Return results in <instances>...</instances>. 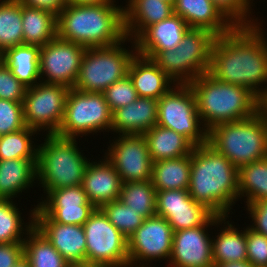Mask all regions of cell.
<instances>
[{"instance_id":"5bb4252c","label":"cell","mask_w":267,"mask_h":267,"mask_svg":"<svg viewBox=\"0 0 267 267\" xmlns=\"http://www.w3.org/2000/svg\"><path fill=\"white\" fill-rule=\"evenodd\" d=\"M85 50L86 48L78 43L58 37L42 46L39 58L40 81L73 88Z\"/></svg>"},{"instance_id":"ee69618b","label":"cell","mask_w":267,"mask_h":267,"mask_svg":"<svg viewBox=\"0 0 267 267\" xmlns=\"http://www.w3.org/2000/svg\"><path fill=\"white\" fill-rule=\"evenodd\" d=\"M187 201H195L188 190H162L157 191L156 209H178L187 207Z\"/></svg>"},{"instance_id":"f1b7e54d","label":"cell","mask_w":267,"mask_h":267,"mask_svg":"<svg viewBox=\"0 0 267 267\" xmlns=\"http://www.w3.org/2000/svg\"><path fill=\"white\" fill-rule=\"evenodd\" d=\"M24 44L45 46L57 37V15L22 5Z\"/></svg>"},{"instance_id":"7bdbcfd3","label":"cell","mask_w":267,"mask_h":267,"mask_svg":"<svg viewBox=\"0 0 267 267\" xmlns=\"http://www.w3.org/2000/svg\"><path fill=\"white\" fill-rule=\"evenodd\" d=\"M247 260L254 267H267V237L246 227Z\"/></svg>"},{"instance_id":"c3c4849f","label":"cell","mask_w":267,"mask_h":267,"mask_svg":"<svg viewBox=\"0 0 267 267\" xmlns=\"http://www.w3.org/2000/svg\"><path fill=\"white\" fill-rule=\"evenodd\" d=\"M67 4H104L114 3L115 0H66Z\"/></svg>"},{"instance_id":"f907efd6","label":"cell","mask_w":267,"mask_h":267,"mask_svg":"<svg viewBox=\"0 0 267 267\" xmlns=\"http://www.w3.org/2000/svg\"><path fill=\"white\" fill-rule=\"evenodd\" d=\"M68 267H106V266L85 261V262H78V263H69Z\"/></svg>"},{"instance_id":"2e32d148","label":"cell","mask_w":267,"mask_h":267,"mask_svg":"<svg viewBox=\"0 0 267 267\" xmlns=\"http://www.w3.org/2000/svg\"><path fill=\"white\" fill-rule=\"evenodd\" d=\"M223 224V216L214 215L204 226L173 232L169 267H214L209 227Z\"/></svg>"},{"instance_id":"8992f818","label":"cell","mask_w":267,"mask_h":267,"mask_svg":"<svg viewBox=\"0 0 267 267\" xmlns=\"http://www.w3.org/2000/svg\"><path fill=\"white\" fill-rule=\"evenodd\" d=\"M77 144L75 138L46 134L44 142L37 145L36 180L46 195L51 190L82 184L90 160Z\"/></svg>"},{"instance_id":"7402d4cb","label":"cell","mask_w":267,"mask_h":267,"mask_svg":"<svg viewBox=\"0 0 267 267\" xmlns=\"http://www.w3.org/2000/svg\"><path fill=\"white\" fill-rule=\"evenodd\" d=\"M173 7L174 14L179 15L190 28L206 29L216 36L235 28L211 0H176Z\"/></svg>"},{"instance_id":"5b68a950","label":"cell","mask_w":267,"mask_h":267,"mask_svg":"<svg viewBox=\"0 0 267 267\" xmlns=\"http://www.w3.org/2000/svg\"><path fill=\"white\" fill-rule=\"evenodd\" d=\"M208 144L237 169L267 157V114L261 109L249 119L220 123L208 131Z\"/></svg>"},{"instance_id":"e575fe53","label":"cell","mask_w":267,"mask_h":267,"mask_svg":"<svg viewBox=\"0 0 267 267\" xmlns=\"http://www.w3.org/2000/svg\"><path fill=\"white\" fill-rule=\"evenodd\" d=\"M157 191L151 180L124 182L119 194V200L140 212L144 219L156 215Z\"/></svg>"},{"instance_id":"11a10c76","label":"cell","mask_w":267,"mask_h":267,"mask_svg":"<svg viewBox=\"0 0 267 267\" xmlns=\"http://www.w3.org/2000/svg\"><path fill=\"white\" fill-rule=\"evenodd\" d=\"M0 61H2V53H1V51H0Z\"/></svg>"},{"instance_id":"816d5d0a","label":"cell","mask_w":267,"mask_h":267,"mask_svg":"<svg viewBox=\"0 0 267 267\" xmlns=\"http://www.w3.org/2000/svg\"><path fill=\"white\" fill-rule=\"evenodd\" d=\"M13 267H31V266H30L29 262L25 258H23Z\"/></svg>"},{"instance_id":"ba28073f","label":"cell","mask_w":267,"mask_h":267,"mask_svg":"<svg viewBox=\"0 0 267 267\" xmlns=\"http://www.w3.org/2000/svg\"><path fill=\"white\" fill-rule=\"evenodd\" d=\"M127 41L133 42V50L124 48L123 44ZM136 54L135 40L131 41L127 36L111 46L86 48L73 88L103 93L113 83L128 75L130 63Z\"/></svg>"},{"instance_id":"4316f807","label":"cell","mask_w":267,"mask_h":267,"mask_svg":"<svg viewBox=\"0 0 267 267\" xmlns=\"http://www.w3.org/2000/svg\"><path fill=\"white\" fill-rule=\"evenodd\" d=\"M40 49L38 45L22 44L7 48L2 53V61L26 87H32L40 82Z\"/></svg>"},{"instance_id":"44dd1931","label":"cell","mask_w":267,"mask_h":267,"mask_svg":"<svg viewBox=\"0 0 267 267\" xmlns=\"http://www.w3.org/2000/svg\"><path fill=\"white\" fill-rule=\"evenodd\" d=\"M158 100L138 97L112 113L111 131L118 135H143L157 125Z\"/></svg>"},{"instance_id":"db71d44e","label":"cell","mask_w":267,"mask_h":267,"mask_svg":"<svg viewBox=\"0 0 267 267\" xmlns=\"http://www.w3.org/2000/svg\"><path fill=\"white\" fill-rule=\"evenodd\" d=\"M161 1H165V2H168L170 4H172L174 6L176 0H161Z\"/></svg>"},{"instance_id":"f6af8a7d","label":"cell","mask_w":267,"mask_h":267,"mask_svg":"<svg viewBox=\"0 0 267 267\" xmlns=\"http://www.w3.org/2000/svg\"><path fill=\"white\" fill-rule=\"evenodd\" d=\"M252 221L250 228L267 237V200H256L246 204Z\"/></svg>"},{"instance_id":"8d00e7d4","label":"cell","mask_w":267,"mask_h":267,"mask_svg":"<svg viewBox=\"0 0 267 267\" xmlns=\"http://www.w3.org/2000/svg\"><path fill=\"white\" fill-rule=\"evenodd\" d=\"M37 132L26 126L19 131L0 136V160L37 158L38 146L31 140Z\"/></svg>"},{"instance_id":"9a60e30c","label":"cell","mask_w":267,"mask_h":267,"mask_svg":"<svg viewBox=\"0 0 267 267\" xmlns=\"http://www.w3.org/2000/svg\"><path fill=\"white\" fill-rule=\"evenodd\" d=\"M105 152L122 182L151 180L153 161L144 135H118Z\"/></svg>"},{"instance_id":"bcb514c9","label":"cell","mask_w":267,"mask_h":267,"mask_svg":"<svg viewBox=\"0 0 267 267\" xmlns=\"http://www.w3.org/2000/svg\"><path fill=\"white\" fill-rule=\"evenodd\" d=\"M23 258V243L0 244V267H13Z\"/></svg>"},{"instance_id":"681fc988","label":"cell","mask_w":267,"mask_h":267,"mask_svg":"<svg viewBox=\"0 0 267 267\" xmlns=\"http://www.w3.org/2000/svg\"><path fill=\"white\" fill-rule=\"evenodd\" d=\"M214 267H254L248 260L216 264Z\"/></svg>"},{"instance_id":"4fadbf2b","label":"cell","mask_w":267,"mask_h":267,"mask_svg":"<svg viewBox=\"0 0 267 267\" xmlns=\"http://www.w3.org/2000/svg\"><path fill=\"white\" fill-rule=\"evenodd\" d=\"M172 242L173 230L165 218L154 215L144 219L143 224L128 238L129 267H148L153 260L169 261Z\"/></svg>"},{"instance_id":"9c48e42d","label":"cell","mask_w":267,"mask_h":267,"mask_svg":"<svg viewBox=\"0 0 267 267\" xmlns=\"http://www.w3.org/2000/svg\"><path fill=\"white\" fill-rule=\"evenodd\" d=\"M112 127V112L103 93L84 92L70 88L64 116L56 135L75 138L103 131ZM107 129V130H106Z\"/></svg>"},{"instance_id":"7a4b0ae2","label":"cell","mask_w":267,"mask_h":267,"mask_svg":"<svg viewBox=\"0 0 267 267\" xmlns=\"http://www.w3.org/2000/svg\"><path fill=\"white\" fill-rule=\"evenodd\" d=\"M188 192L215 215L227 216L239 199L238 169L211 145L194 147Z\"/></svg>"},{"instance_id":"ab89813d","label":"cell","mask_w":267,"mask_h":267,"mask_svg":"<svg viewBox=\"0 0 267 267\" xmlns=\"http://www.w3.org/2000/svg\"><path fill=\"white\" fill-rule=\"evenodd\" d=\"M103 95L112 113L118 108L134 102L138 98L137 91L129 75L109 86L103 92Z\"/></svg>"},{"instance_id":"60d3db41","label":"cell","mask_w":267,"mask_h":267,"mask_svg":"<svg viewBox=\"0 0 267 267\" xmlns=\"http://www.w3.org/2000/svg\"><path fill=\"white\" fill-rule=\"evenodd\" d=\"M25 127L23 102L0 99V136Z\"/></svg>"},{"instance_id":"7dc6e473","label":"cell","mask_w":267,"mask_h":267,"mask_svg":"<svg viewBox=\"0 0 267 267\" xmlns=\"http://www.w3.org/2000/svg\"><path fill=\"white\" fill-rule=\"evenodd\" d=\"M22 5L43 9L58 15L66 6V0H18Z\"/></svg>"},{"instance_id":"cb8c5ba5","label":"cell","mask_w":267,"mask_h":267,"mask_svg":"<svg viewBox=\"0 0 267 267\" xmlns=\"http://www.w3.org/2000/svg\"><path fill=\"white\" fill-rule=\"evenodd\" d=\"M124 6L126 36L135 40L147 27L174 14L172 4L161 0H128Z\"/></svg>"},{"instance_id":"d4e9b609","label":"cell","mask_w":267,"mask_h":267,"mask_svg":"<svg viewBox=\"0 0 267 267\" xmlns=\"http://www.w3.org/2000/svg\"><path fill=\"white\" fill-rule=\"evenodd\" d=\"M36 163L37 158L0 160V199L12 200L32 187L36 181Z\"/></svg>"},{"instance_id":"3957f363","label":"cell","mask_w":267,"mask_h":267,"mask_svg":"<svg viewBox=\"0 0 267 267\" xmlns=\"http://www.w3.org/2000/svg\"><path fill=\"white\" fill-rule=\"evenodd\" d=\"M116 5L67 4L57 15V37L85 48L117 44L126 34L124 7Z\"/></svg>"},{"instance_id":"d590c367","label":"cell","mask_w":267,"mask_h":267,"mask_svg":"<svg viewBox=\"0 0 267 267\" xmlns=\"http://www.w3.org/2000/svg\"><path fill=\"white\" fill-rule=\"evenodd\" d=\"M156 215L165 218L175 232L204 226L215 214L201 203L187 201V207L156 209Z\"/></svg>"},{"instance_id":"e0dca14e","label":"cell","mask_w":267,"mask_h":267,"mask_svg":"<svg viewBox=\"0 0 267 267\" xmlns=\"http://www.w3.org/2000/svg\"><path fill=\"white\" fill-rule=\"evenodd\" d=\"M45 198L35 206L34 217H51L61 224L83 226L96 209L81 185L51 190Z\"/></svg>"},{"instance_id":"484cf974","label":"cell","mask_w":267,"mask_h":267,"mask_svg":"<svg viewBox=\"0 0 267 267\" xmlns=\"http://www.w3.org/2000/svg\"><path fill=\"white\" fill-rule=\"evenodd\" d=\"M143 135L153 162L184 157L191 154L195 147L187 138L174 130L158 125Z\"/></svg>"},{"instance_id":"836d02e7","label":"cell","mask_w":267,"mask_h":267,"mask_svg":"<svg viewBox=\"0 0 267 267\" xmlns=\"http://www.w3.org/2000/svg\"><path fill=\"white\" fill-rule=\"evenodd\" d=\"M22 4L18 0L0 1V51L24 44Z\"/></svg>"},{"instance_id":"74e56055","label":"cell","mask_w":267,"mask_h":267,"mask_svg":"<svg viewBox=\"0 0 267 267\" xmlns=\"http://www.w3.org/2000/svg\"><path fill=\"white\" fill-rule=\"evenodd\" d=\"M107 219L127 238L143 224L144 218L140 212L122 203L119 199L100 207Z\"/></svg>"},{"instance_id":"f546056e","label":"cell","mask_w":267,"mask_h":267,"mask_svg":"<svg viewBox=\"0 0 267 267\" xmlns=\"http://www.w3.org/2000/svg\"><path fill=\"white\" fill-rule=\"evenodd\" d=\"M226 219L227 216H223L225 227H220V232L212 239L214 266L220 263L247 260L246 228L238 231L232 222H226Z\"/></svg>"},{"instance_id":"8fae6325","label":"cell","mask_w":267,"mask_h":267,"mask_svg":"<svg viewBox=\"0 0 267 267\" xmlns=\"http://www.w3.org/2000/svg\"><path fill=\"white\" fill-rule=\"evenodd\" d=\"M83 229L86 262L106 267H129L128 238L107 219L100 208L91 213Z\"/></svg>"},{"instance_id":"30bf717a","label":"cell","mask_w":267,"mask_h":267,"mask_svg":"<svg viewBox=\"0 0 267 267\" xmlns=\"http://www.w3.org/2000/svg\"><path fill=\"white\" fill-rule=\"evenodd\" d=\"M201 124L189 84H175L158 99L157 125L174 130L195 147L208 143V130Z\"/></svg>"},{"instance_id":"83f0119b","label":"cell","mask_w":267,"mask_h":267,"mask_svg":"<svg viewBox=\"0 0 267 267\" xmlns=\"http://www.w3.org/2000/svg\"><path fill=\"white\" fill-rule=\"evenodd\" d=\"M191 154L153 162L151 182L156 191L188 190Z\"/></svg>"},{"instance_id":"1f68e13d","label":"cell","mask_w":267,"mask_h":267,"mask_svg":"<svg viewBox=\"0 0 267 267\" xmlns=\"http://www.w3.org/2000/svg\"><path fill=\"white\" fill-rule=\"evenodd\" d=\"M239 198L246 197V203L267 200V157L243 165L238 169Z\"/></svg>"},{"instance_id":"603a6c76","label":"cell","mask_w":267,"mask_h":267,"mask_svg":"<svg viewBox=\"0 0 267 267\" xmlns=\"http://www.w3.org/2000/svg\"><path fill=\"white\" fill-rule=\"evenodd\" d=\"M128 75L138 97L158 100L176 84L152 59L139 54L132 59Z\"/></svg>"},{"instance_id":"f35d334b","label":"cell","mask_w":267,"mask_h":267,"mask_svg":"<svg viewBox=\"0 0 267 267\" xmlns=\"http://www.w3.org/2000/svg\"><path fill=\"white\" fill-rule=\"evenodd\" d=\"M212 3L220 10V12L235 27H252L259 25L261 22L250 17L251 0H211ZM250 13V14H249ZM249 16V17H248ZM250 19V20H249ZM257 22V23H256Z\"/></svg>"},{"instance_id":"ac0fdd59","label":"cell","mask_w":267,"mask_h":267,"mask_svg":"<svg viewBox=\"0 0 267 267\" xmlns=\"http://www.w3.org/2000/svg\"><path fill=\"white\" fill-rule=\"evenodd\" d=\"M34 226L67 262H85L86 238L83 226L61 224L51 217H34Z\"/></svg>"},{"instance_id":"b9f144b4","label":"cell","mask_w":267,"mask_h":267,"mask_svg":"<svg viewBox=\"0 0 267 267\" xmlns=\"http://www.w3.org/2000/svg\"><path fill=\"white\" fill-rule=\"evenodd\" d=\"M26 88L12 74L10 68L0 61V99L23 102Z\"/></svg>"},{"instance_id":"277c9868","label":"cell","mask_w":267,"mask_h":267,"mask_svg":"<svg viewBox=\"0 0 267 267\" xmlns=\"http://www.w3.org/2000/svg\"><path fill=\"white\" fill-rule=\"evenodd\" d=\"M202 126L249 119L262 109V101L248 88L218 81L208 72L189 83Z\"/></svg>"},{"instance_id":"d6986e66","label":"cell","mask_w":267,"mask_h":267,"mask_svg":"<svg viewBox=\"0 0 267 267\" xmlns=\"http://www.w3.org/2000/svg\"><path fill=\"white\" fill-rule=\"evenodd\" d=\"M103 157L104 160L102 158L99 162H89L81 184L88 201L96 208L118 200L123 185L119 173L106 157Z\"/></svg>"},{"instance_id":"7c38bea8","label":"cell","mask_w":267,"mask_h":267,"mask_svg":"<svg viewBox=\"0 0 267 267\" xmlns=\"http://www.w3.org/2000/svg\"><path fill=\"white\" fill-rule=\"evenodd\" d=\"M70 88L61 84L43 83L27 87L23 100L24 121L38 132L56 134L64 116ZM41 129V130H40Z\"/></svg>"},{"instance_id":"6da1fadb","label":"cell","mask_w":267,"mask_h":267,"mask_svg":"<svg viewBox=\"0 0 267 267\" xmlns=\"http://www.w3.org/2000/svg\"><path fill=\"white\" fill-rule=\"evenodd\" d=\"M261 27H235L217 36L208 73L218 81L248 88L263 101L267 96V86H263L267 84V37Z\"/></svg>"},{"instance_id":"d6a6232c","label":"cell","mask_w":267,"mask_h":267,"mask_svg":"<svg viewBox=\"0 0 267 267\" xmlns=\"http://www.w3.org/2000/svg\"><path fill=\"white\" fill-rule=\"evenodd\" d=\"M13 200L0 199V244L23 243L25 240L23 236H26L27 232L34 226L35 208L29 214V224L25 225L21 217L22 213L19 211L17 203H13Z\"/></svg>"},{"instance_id":"4dcf8cb0","label":"cell","mask_w":267,"mask_h":267,"mask_svg":"<svg viewBox=\"0 0 267 267\" xmlns=\"http://www.w3.org/2000/svg\"><path fill=\"white\" fill-rule=\"evenodd\" d=\"M24 258L31 267H68L63 256L49 240L35 227L24 236Z\"/></svg>"},{"instance_id":"f5cc1de1","label":"cell","mask_w":267,"mask_h":267,"mask_svg":"<svg viewBox=\"0 0 267 267\" xmlns=\"http://www.w3.org/2000/svg\"><path fill=\"white\" fill-rule=\"evenodd\" d=\"M262 109L266 112L267 114V96L266 98L262 101Z\"/></svg>"},{"instance_id":"52a82bcc","label":"cell","mask_w":267,"mask_h":267,"mask_svg":"<svg viewBox=\"0 0 267 267\" xmlns=\"http://www.w3.org/2000/svg\"><path fill=\"white\" fill-rule=\"evenodd\" d=\"M216 35L190 28L175 49L156 52L152 59L176 84H189L209 70Z\"/></svg>"},{"instance_id":"ffe728a7","label":"cell","mask_w":267,"mask_h":267,"mask_svg":"<svg viewBox=\"0 0 267 267\" xmlns=\"http://www.w3.org/2000/svg\"><path fill=\"white\" fill-rule=\"evenodd\" d=\"M189 25L177 14L147 27L136 39L137 54L151 58L156 52L175 49Z\"/></svg>"}]
</instances>
